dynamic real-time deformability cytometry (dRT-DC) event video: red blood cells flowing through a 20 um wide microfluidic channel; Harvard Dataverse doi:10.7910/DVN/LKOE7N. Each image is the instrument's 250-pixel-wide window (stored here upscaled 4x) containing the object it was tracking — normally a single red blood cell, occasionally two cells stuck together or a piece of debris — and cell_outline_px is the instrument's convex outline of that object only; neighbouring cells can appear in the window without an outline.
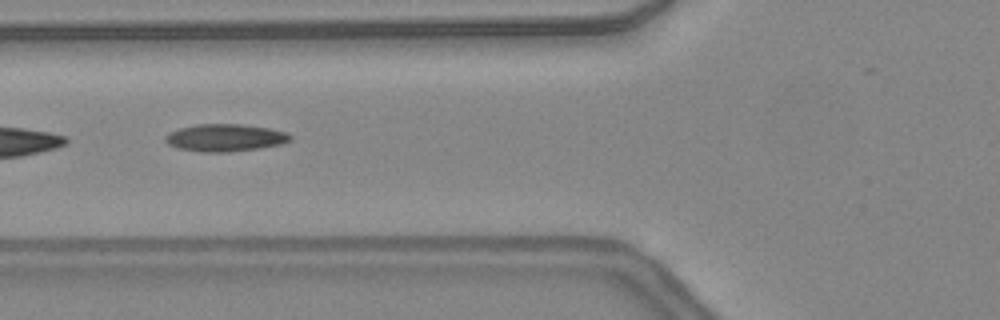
{"species": "common noctule bat (a hibernating species)", "species_latin": "Nyctalus noctula", "temperature_condition": "warm", "stored_images_in_passage": 7, "camera_frame_rate_fps": 3000, "um_per_image_px": 0.085, "animal": {"sex": "female", "body_mass_g": 24.6, "forearm_length_mm": 56.2}, "frame": {"image": 1, "passage_image": 5, "time_ms": 1.333, "image_size_px": [1000, 320], "cell_outline_px": [[292, 140], [284, 144], [260, 148], [228, 152], [200, 152], [176, 148], [168, 144], [164, 140], [164, 136], [168, 132], [180, 128], [196, 124], [240, 124], [268, 128], [288, 132], [292, 136]], "centroid_in_image_um": [19.14, 11.71], "position_along_channel_um": 106.7, "area_um2": 20.23}}